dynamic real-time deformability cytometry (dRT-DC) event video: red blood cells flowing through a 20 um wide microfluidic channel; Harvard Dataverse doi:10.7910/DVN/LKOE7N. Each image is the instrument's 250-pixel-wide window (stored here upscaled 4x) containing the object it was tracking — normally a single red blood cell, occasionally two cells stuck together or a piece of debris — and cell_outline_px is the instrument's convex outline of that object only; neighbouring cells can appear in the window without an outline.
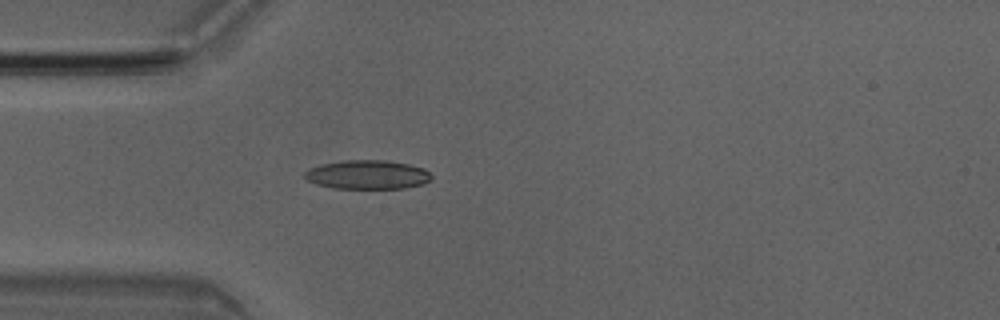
{"species": "Egyptian fruit bat (a non-hibernating species)", "species_latin": "Rousettus aegyptiacus", "temperature_condition": "room temperature", "stored_images_in_passage": 4, "camera_frame_rate_fps": 3000, "um_per_image_px": 0.085, "animal": {"sex": "male"}, "frame": {"image": 1, "passage_image": 4, "time_ms": 1.0, "image_size_px": [1000, 320], "cell_outline_px": [[432, 180], [424, 184], [404, 188], [332, 188], [316, 184], [308, 180], [304, 176], [304, 172], [308, 168], [320, 164], [344, 160], [384, 160], [408, 164], [424, 168], [432, 176]], "centroid_in_image_um": [31.23, 14.84], "position_along_channel_um": 53.8, "area_um2": 21.5}}